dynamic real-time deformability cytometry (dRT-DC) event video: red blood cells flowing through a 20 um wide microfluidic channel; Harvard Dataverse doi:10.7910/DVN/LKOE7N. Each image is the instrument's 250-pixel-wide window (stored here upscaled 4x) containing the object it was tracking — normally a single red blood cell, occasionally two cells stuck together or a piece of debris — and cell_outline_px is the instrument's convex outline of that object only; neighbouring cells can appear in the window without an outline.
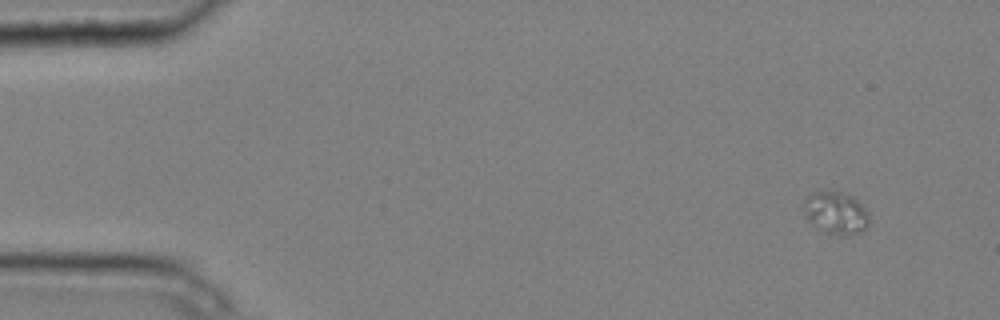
{"species": "common noctule bat (a hibernating species)", "species_latin": "Nyctalus noctula", "temperature_condition": "cold", "stored_images_in_passage": 10, "camera_frame_rate_fps": 3000, "um_per_image_px": 0.085, "animal": {"sex": "male", "body_mass_g": 20.4}, "frame": {"image": 1, "passage_image": 1, "time_ms": 0.0, "image_size_px": [1000, 320], "cell_outline_px": [[868, 224], [860, 232], [844, 236], [840, 236], [824, 232], [808, 220], [804, 208], [804, 200], [812, 192], [840, 192], [852, 196], [864, 208], [868, 216]], "centroid_in_image_um": [71.03, 18.11], "position_along_channel_um": 14.0, "area_um2": 15.78}}